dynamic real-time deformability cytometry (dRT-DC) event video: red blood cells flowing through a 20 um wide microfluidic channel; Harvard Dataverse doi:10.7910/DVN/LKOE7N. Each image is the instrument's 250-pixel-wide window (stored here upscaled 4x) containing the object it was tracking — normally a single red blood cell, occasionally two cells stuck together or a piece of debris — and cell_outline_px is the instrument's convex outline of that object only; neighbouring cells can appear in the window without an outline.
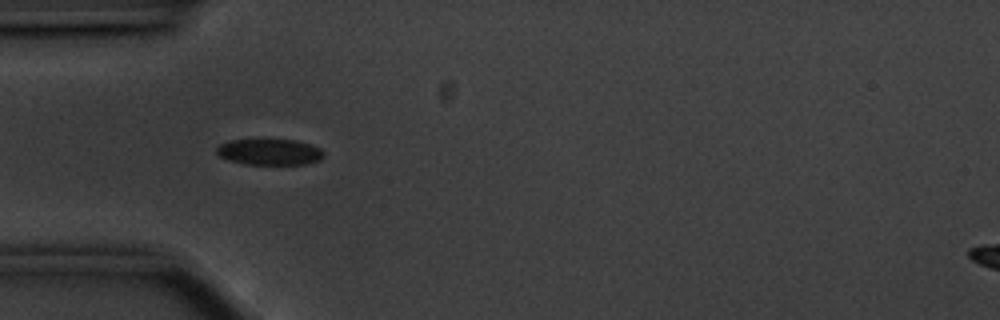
{"species": "common noctule bat (a hibernating species)", "species_latin": "Nyctalus noctula", "temperature_condition": "cold", "stored_images_in_passage": 41, "camera_frame_rate_fps": 3000, "um_per_image_px": 0.085, "animal": {"sex": "male", "body_mass_g": 20.1, "forearm_length_mm": 53.5}, "frame": {"image": 1, "passage_image": 1, "time_ms": 0.0, "image_size_px": [1000, 320], "cell_outline_px": [[324, 156], [320, 160], [308, 164], [244, 164], [228, 160], [220, 156], [216, 152], [216, 148], [220, 144], [232, 140], [296, 140], [320, 148], [324, 152]], "centroid_in_image_um": [22.93, 12.92], "position_along_channel_um": 62.1, "area_um2": 16.18}}
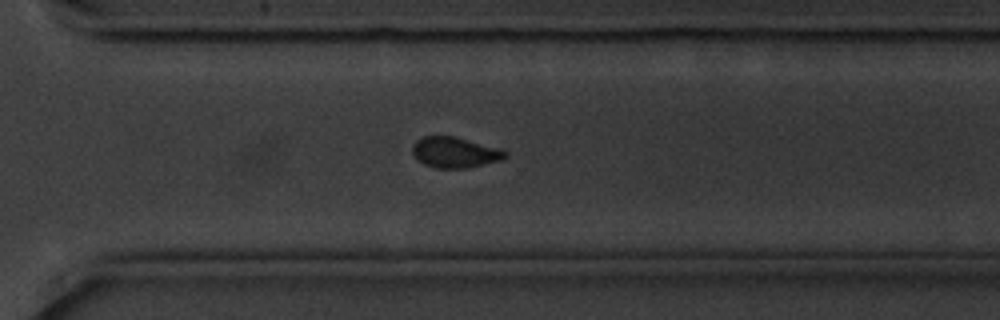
{"frame": {"image": 2, "passage_image": 24, "time_ms": 7.667, "image_size_px": [1000, 320], "cell_outline_px": [[508, 156], [500, 160], [464, 168], [436, 168], [424, 164], [416, 160], [412, 152], [412, 144], [416, 140], [424, 136], [456, 136], [504, 148], [508, 152]], "centroid_in_image_um": [38.68, 12.93], "position_along_channel_um": 331.9, "area_um2": 16.94}}
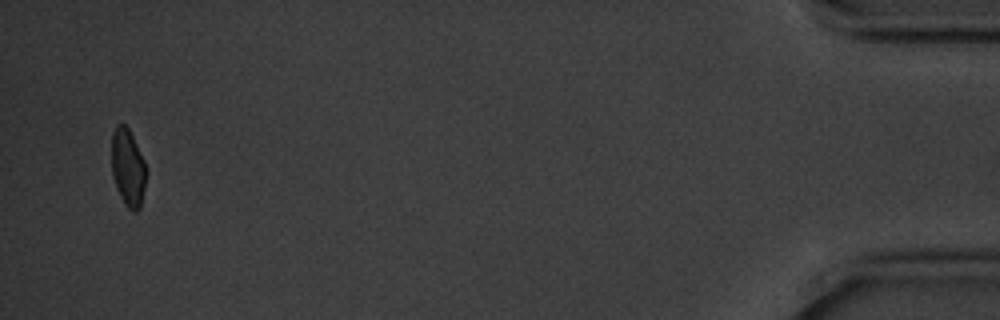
{"frame": {"image": 3, "passage_image": 39, "time_ms": 12.667, "image_size_px": [1000, 320], "cell_outline_px": [[144, 188], [140, 208], [136, 212], [132, 212], [124, 204], [116, 188], [112, 176], [112, 132], [116, 124], [124, 124], [128, 128], [144, 160]], "centroid_in_image_um": [10.84, 14.26], "position_along_channel_um": 424.4, "area_um2": 15.37}, "authors_computed_cell_mechanics": {"area_um2": 17.051, "velocity_mm_per_s": 3.5351, "shape_relaxation_time_tau1_ms": 2.6393, "shape_relaxation_time_tau2_ms": 1.9721, "deformation_change_tau1": 0.0754, "deformation_change_tau2": 0.0629}}